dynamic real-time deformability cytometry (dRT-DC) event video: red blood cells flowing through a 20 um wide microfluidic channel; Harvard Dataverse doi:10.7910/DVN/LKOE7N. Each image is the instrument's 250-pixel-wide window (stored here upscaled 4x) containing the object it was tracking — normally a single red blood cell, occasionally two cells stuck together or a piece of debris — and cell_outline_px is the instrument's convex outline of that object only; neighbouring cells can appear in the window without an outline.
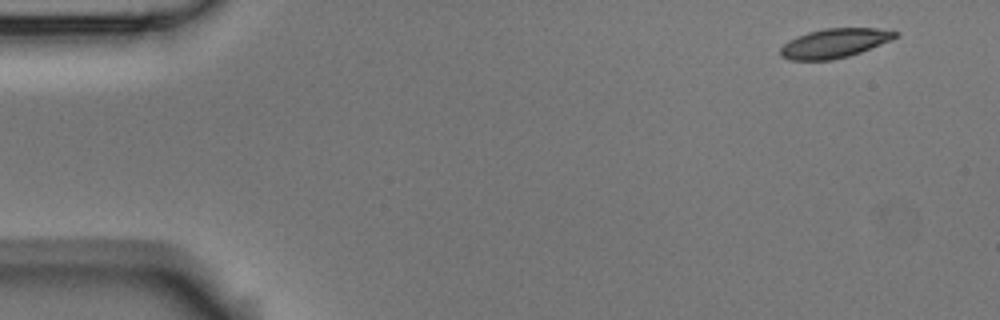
{"species": "Egyptian fruit bat (a non-hibernating species)", "species_latin": "Rousettus aegyptiacus", "temperature_condition": "room temperature", "stored_images_in_passage": 3, "camera_frame_rate_fps": 3000, "um_per_image_px": 0.085, "animal": {"sex": "male"}, "frame": {"image": 1, "passage_image": 1, "time_ms": 0.0, "image_size_px": [1000, 320], "cell_outline_px": [[900, 32], [892, 40], [860, 52], [848, 56], [832, 60], [788, 60], [780, 56], [780, 48], [788, 40], [796, 36], [808, 32], [824, 28], [876, 28]], "centroid_in_image_um": [70.9, 3.67], "position_along_channel_um": 14.1, "area_um2": 19.65}}